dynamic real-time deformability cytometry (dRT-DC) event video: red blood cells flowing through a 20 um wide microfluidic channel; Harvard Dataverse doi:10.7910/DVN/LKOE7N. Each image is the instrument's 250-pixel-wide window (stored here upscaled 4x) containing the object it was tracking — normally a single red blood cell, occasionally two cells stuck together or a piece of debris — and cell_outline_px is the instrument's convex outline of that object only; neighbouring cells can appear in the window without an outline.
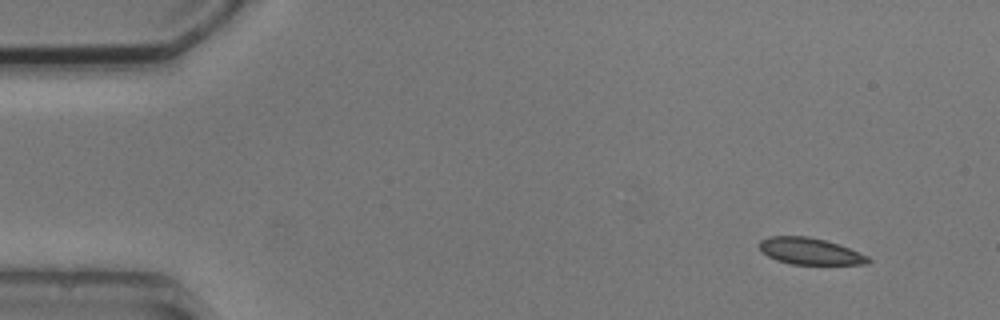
{"species": "common noctule bat (a hibernating species)", "species_latin": "Nyctalus noctula", "temperature_condition": "cold", "stored_images_in_passage": 4, "camera_frame_rate_fps": 3000, "um_per_image_px": 0.085, "animal": {"sex": "male", "body_mass_g": 20.5, "forearm_length_mm": 52.5}, "frame": {"image": 1, "passage_image": 1, "time_ms": 0.0, "image_size_px": [1000, 320], "cell_outline_px": [[872, 260], [868, 264], [792, 264], [776, 260], [768, 256], [760, 248], [760, 240], [768, 236], [808, 236], [824, 240], [848, 248], [868, 256]], "centroid_in_image_um": [68.84, 21.35], "position_along_channel_um": 16.2, "area_um2": 16.65}}
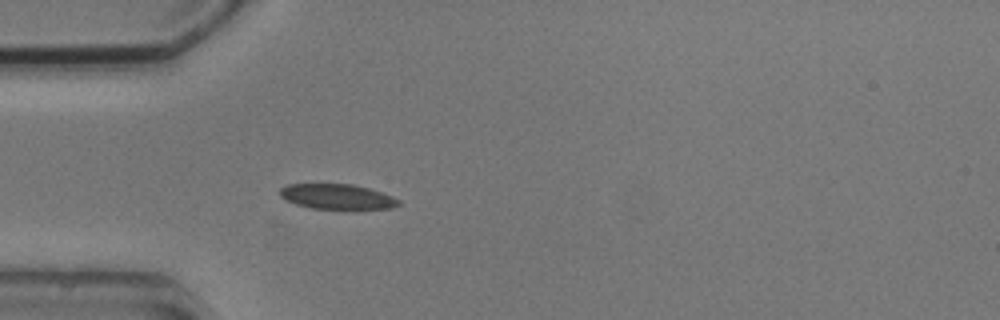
{"frame": {"image": 2, "passage_image": 4, "time_ms": 3.667, "image_size_px": [1000, 320], "cell_outline_px": [[400, 204], [392, 208], [312, 208], [296, 204], [280, 196], [280, 188], [288, 184], [352, 184], [368, 188], [392, 196], [400, 200]], "centroid_in_image_um": [28.65, 16.7], "position_along_channel_um": 56.4, "area_um2": 16.99}}